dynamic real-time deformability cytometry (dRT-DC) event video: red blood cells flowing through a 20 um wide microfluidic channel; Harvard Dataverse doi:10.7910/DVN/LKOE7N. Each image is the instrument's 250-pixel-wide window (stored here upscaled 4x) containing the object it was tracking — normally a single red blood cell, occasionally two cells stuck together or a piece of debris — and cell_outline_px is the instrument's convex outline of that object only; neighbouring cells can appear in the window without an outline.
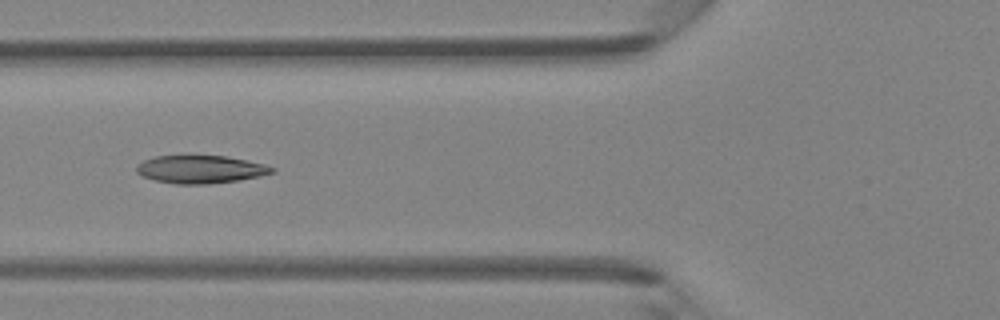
{"species": "Egyptian fruit bat (a non-hibernating species)", "species_latin": "Rousettus aegyptiacus", "temperature_condition": "room temperature", "stored_images_in_passage": 6, "camera_frame_rate_fps": 3000, "um_per_image_px": 0.085, "animal": {"sex": "female"}, "frame": {"image": 1, "passage_image": 6, "time_ms": 5.667, "image_size_px": [1000, 320], "cell_outline_px": [[276, 172], [260, 176], [240, 180], [208, 184], [176, 184], [156, 180], [144, 176], [136, 172], [136, 164], [144, 160], [156, 156], [228, 156], [248, 160], [264, 164], [276, 168]], "centroid_in_image_um": [17.09, 14.39], "position_along_channel_um": 108.7, "area_um2": 22.08}}